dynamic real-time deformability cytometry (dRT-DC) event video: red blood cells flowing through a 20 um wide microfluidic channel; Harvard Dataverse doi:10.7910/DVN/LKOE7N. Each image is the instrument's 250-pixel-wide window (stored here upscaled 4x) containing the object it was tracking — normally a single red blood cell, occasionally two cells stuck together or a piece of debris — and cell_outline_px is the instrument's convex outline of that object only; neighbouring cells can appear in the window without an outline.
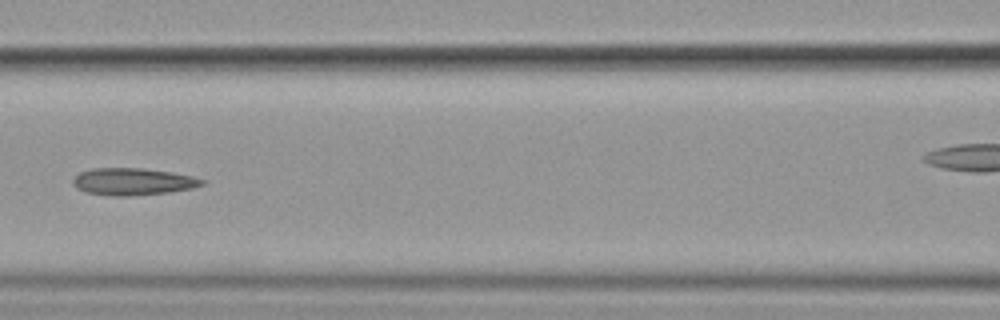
{"species": "common noctule bat (a hibernating species)", "species_latin": "Nyctalus noctula", "temperature_condition": "cold", "stored_images_in_passage": 8, "camera_frame_rate_fps": 3000, "um_per_image_px": 0.085, "animal": {"sex": "female", "body_mass_g": 19.9}, "frame": {"image": 1, "passage_image": 5, "time_ms": 5.0, "image_size_px": [1000, 320], "cell_outline_px": [[204, 184], [192, 188], [168, 192], [128, 196], [112, 196], [84, 192], [76, 188], [72, 184], [72, 180], [80, 172], [92, 168], [144, 168], [172, 172], [192, 176], [204, 180]], "centroid_in_image_um": [11.26, 15.43], "position_along_channel_um": 155.3, "area_um2": 20.4}}
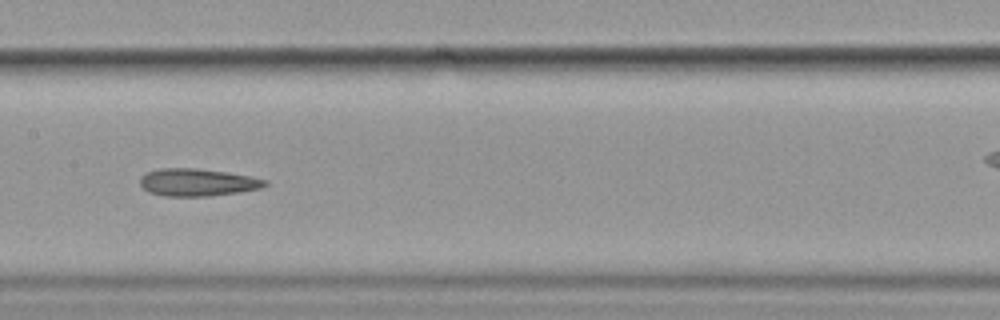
{"frame": {"image": 2, "passage_image": 6, "time_ms": 6.0, "image_size_px": [1000, 320], "cell_outline_px": [[268, 184], [260, 188], [240, 192], [208, 196], [164, 196], [148, 192], [140, 184], [140, 176], [148, 172], [160, 168], [196, 168], [224, 172], [248, 176], [268, 180]], "centroid_in_image_um": [16.76, 15.5], "position_along_channel_um": 190.6, "area_um2": 19.88}}
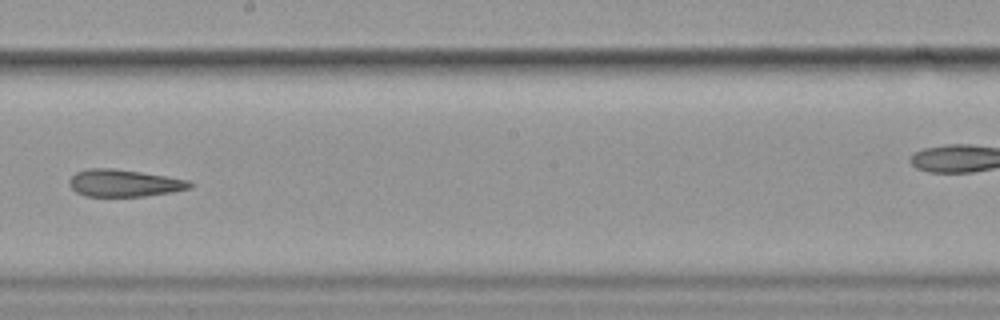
{"frame": {"image": 3, "passage_image": 7, "time_ms": 7.333, "image_size_px": [1000, 320], "cell_outline_px": [[192, 188], [172, 192], [144, 196], [84, 196], [76, 192], [68, 184], [68, 180], [76, 172], [88, 168], [112, 168], [140, 172], [188, 180], [192, 184]], "centroid_in_image_um": [10.51, 15.56], "position_along_channel_um": 237.7, "area_um2": 19.02}}